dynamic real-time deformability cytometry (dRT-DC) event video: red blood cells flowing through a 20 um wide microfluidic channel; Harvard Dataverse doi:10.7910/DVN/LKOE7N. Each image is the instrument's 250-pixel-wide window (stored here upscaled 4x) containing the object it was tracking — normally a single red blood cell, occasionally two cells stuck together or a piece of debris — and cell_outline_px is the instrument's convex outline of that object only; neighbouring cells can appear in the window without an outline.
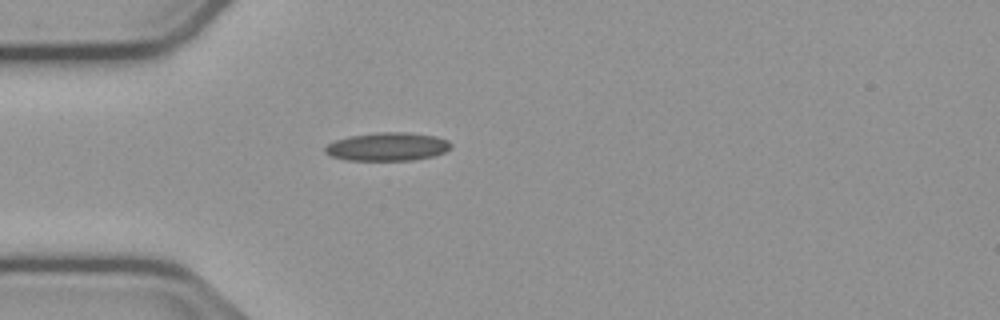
{"species": "common noctule bat (a hibernating species)", "species_latin": "Nyctalus noctula", "temperature_condition": "cold", "stored_images_in_passage": 40, "camera_frame_rate_fps": 3000, "um_per_image_px": 0.085, "animal": {"sex": "male", "body_mass_g": 23.1, "forearm_length_mm": 52.7}, "frame": {"image": 1, "passage_image": 1, "time_ms": 0.0, "image_size_px": [1000, 320], "cell_outline_px": [[452, 148], [444, 152], [432, 156], [412, 160], [348, 160], [332, 156], [324, 152], [324, 148], [328, 144], [336, 140], [352, 136], [380, 132], [408, 132], [436, 136], [448, 140], [452, 144]], "centroid_in_image_um": [32.97, 12.46], "position_along_channel_um": 52.0, "area_um2": 20.63}}
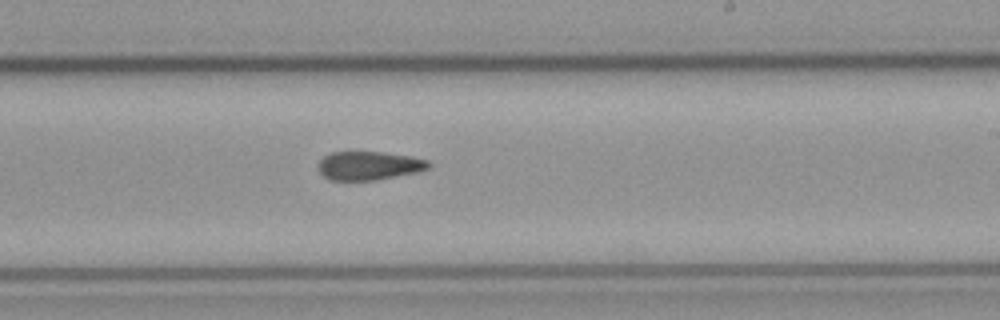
{"frame": {"image": 2, "passage_image": 18, "time_ms": 5.667, "image_size_px": [1000, 320], "cell_outline_px": [[432, 164], [428, 168], [416, 172], [376, 180], [332, 180], [324, 176], [320, 172], [320, 160], [324, 156], [332, 152], [384, 152], [408, 156], [428, 160]], "centroid_in_image_um": [31.38, 14.08], "position_along_channel_um": 257.6, "area_um2": 18.15}}
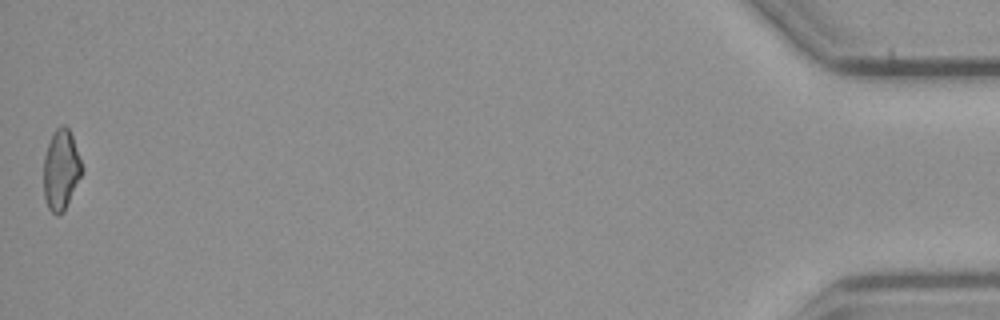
{"frame": {"image": 3, "passage_image": 40, "time_ms": 13.0, "image_size_px": [1000, 320], "cell_outline_px": [[80, 176], [64, 208], [56, 216], [48, 208], [44, 196], [44, 156], [48, 144], [56, 128], [60, 124], [64, 124], [68, 128], [72, 136], [80, 160]], "centroid_in_image_um": [5.14, 14.39], "position_along_channel_um": 430.1, "area_um2": 17.11}, "authors_computed_cell_mechanics": {"area_um2": 19.0162, "velocity_mm_per_s": 3.7568, "shape_relaxation_time_tau1_ms": 7.8467, "shape_relaxation_time_tau2_ms": 5.1249, "deformation_change_tau1": 0.1643, "deformation_change_tau2": 0.1375}}